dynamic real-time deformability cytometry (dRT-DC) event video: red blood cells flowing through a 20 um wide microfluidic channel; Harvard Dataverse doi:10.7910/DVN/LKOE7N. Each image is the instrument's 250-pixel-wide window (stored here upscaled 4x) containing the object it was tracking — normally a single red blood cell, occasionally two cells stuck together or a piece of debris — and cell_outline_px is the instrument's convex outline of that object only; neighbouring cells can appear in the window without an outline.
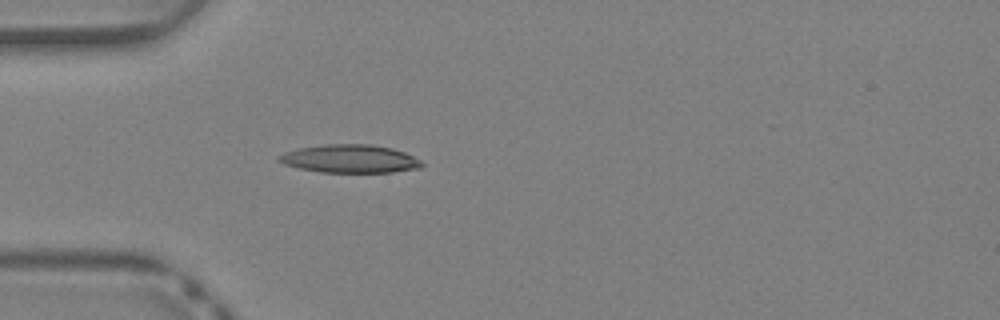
{"species": "Egyptian fruit bat (a non-hibernating species)", "species_latin": "Rousettus aegyptiacus", "temperature_condition": "warm", "stored_images_in_passage": 33, "camera_frame_rate_fps": 3000, "um_per_image_px": 0.085, "animal": {"sex": "female"}, "frame": {"image": 1, "passage_image": 5, "time_ms": 1.333, "image_size_px": [1000, 320], "cell_outline_px": [[424, 164], [420, 168], [392, 172], [320, 172], [300, 168], [284, 164], [276, 160], [276, 156], [284, 152], [300, 148], [324, 144], [372, 144], [392, 148], [404, 152], [420, 160]], "centroid_in_image_um": [29.72, 13.49], "position_along_channel_um": 55.3, "area_um2": 23.47}}
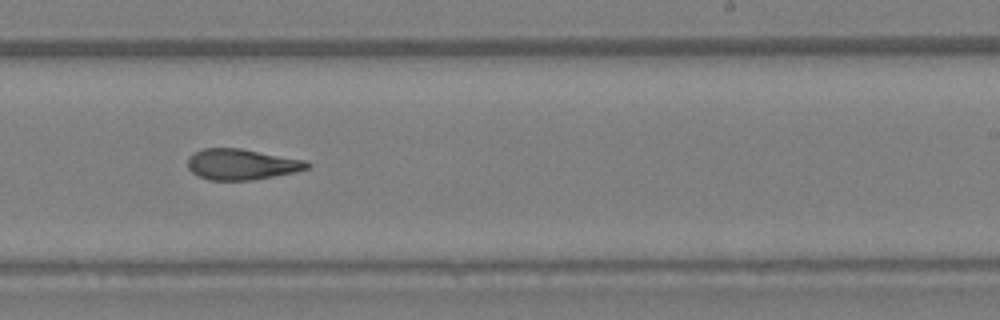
{"frame": {"image": 2, "passage_image": 18, "time_ms": 5.667, "image_size_px": [1000, 320], "cell_outline_px": [[308, 168], [296, 172], [252, 180], [208, 180], [192, 172], [188, 168], [188, 156], [204, 148], [240, 148], [308, 160]], "centroid_in_image_um": [20.55, 13.96], "position_along_channel_um": 268.5, "area_um2": 21.44}}
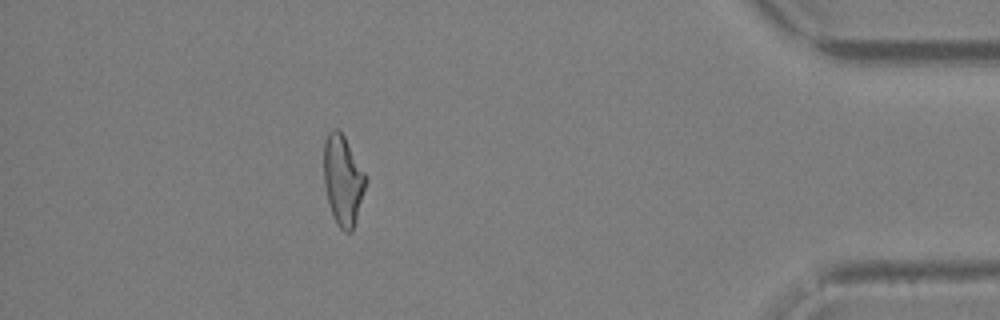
{"frame": {"image": 3, "passage_image": 29, "time_ms": 9.333, "image_size_px": [1000, 320], "cell_outline_px": [[364, 188], [352, 232], [344, 232], [336, 224], [328, 204], [324, 184], [324, 140], [328, 132], [332, 128], [336, 128], [344, 136], [364, 172]], "centroid_in_image_um": [29.1, 15.31], "position_along_channel_um": 406.1, "area_um2": 21.5}}